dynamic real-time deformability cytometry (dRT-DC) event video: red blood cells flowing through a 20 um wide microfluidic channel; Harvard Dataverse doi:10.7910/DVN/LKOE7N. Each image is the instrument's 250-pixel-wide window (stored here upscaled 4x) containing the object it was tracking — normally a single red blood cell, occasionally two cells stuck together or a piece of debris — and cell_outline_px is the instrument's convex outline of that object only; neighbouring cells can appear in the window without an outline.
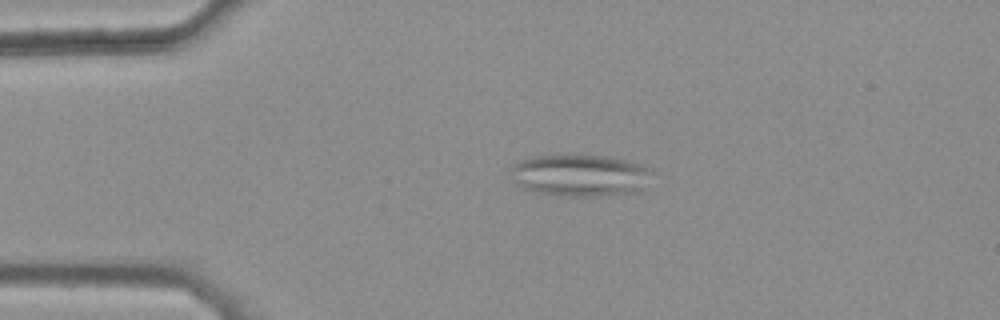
{"species": "common noctule bat (a hibernating species)", "species_latin": "Nyctalus noctula", "temperature_condition": "warm", "stored_images_in_passage": 44, "segment_of_instrument_passage": [1, 2], "camera_frame_rate_fps": 3000, "um_per_image_px": 0.085, "animal": {"sex": "female", "body_mass_g": 25.1}, "frame": {"image": 1, "passage_image": 10, "time_ms": 3.0, "image_size_px": [1000, 320], "cell_outline_px": [[652, 168], [644, 188], [640, 192], [604, 196], [552, 196], [520, 188], [516, 184], [512, 168], [512, 164], [520, 160], [536, 156], [612, 156], [644, 164]], "centroid_in_image_um": [49.35, 14.93], "position_along_channel_um": 35.6, "area_um2": 34.85}}